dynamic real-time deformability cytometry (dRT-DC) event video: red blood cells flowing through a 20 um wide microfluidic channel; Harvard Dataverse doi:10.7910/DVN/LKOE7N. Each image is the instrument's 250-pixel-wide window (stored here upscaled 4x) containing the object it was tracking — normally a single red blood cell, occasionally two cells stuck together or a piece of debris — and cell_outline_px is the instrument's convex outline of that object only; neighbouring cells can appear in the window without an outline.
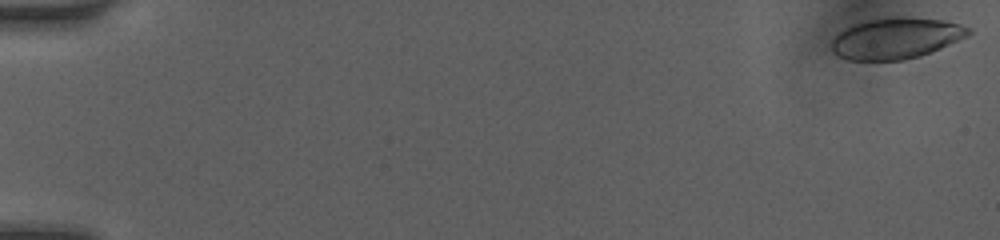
{"species": "human", "species_latin": "Homo sapiens", "temperature_condition": "room temperature", "stored_images_in_passage": 22, "camera_frame_rate_fps": 3000, "um_per_image_px": 0.085, "donor": {"sex": "female"}, "frame": {"image": 1, "passage_image": 1, "time_ms": 0.0, "image_size_px": [1000, 240], "cell_outline_px": [[972, 32], [968, 36], [940, 48], [920, 56], [904, 60], [848, 60], [832, 52], [832, 40], [840, 32], [864, 20], [880, 16], [900, 16], [944, 20], [960, 24], [972, 28]], "centroid_in_image_um": [76.19, 3.23], "position_along_channel_um": 8.8, "area_um2": 32.95}}
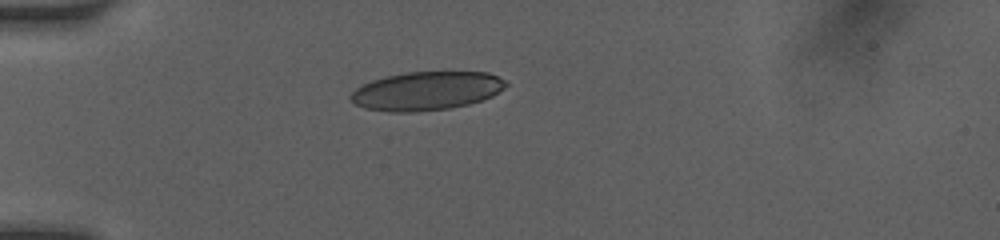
{"frame": {"image": 2, "passage_image": 15, "time_ms": 4.667, "image_size_px": [1000, 240], "cell_outline_px": [[508, 84], [504, 88], [492, 96], [484, 100], [452, 108], [412, 112], [388, 112], [364, 108], [356, 104], [348, 96], [356, 88], [372, 80], [384, 76], [404, 72], [488, 72], [508, 80]], "centroid_in_image_um": [36.27, 7.72], "position_along_channel_um": 48.7, "area_um2": 35.2}}
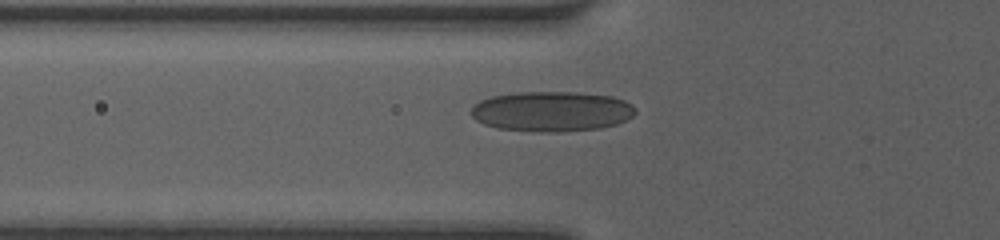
{"frame": {"image": 3, "passage_image": 19, "time_ms": 6.0, "image_size_px": [1000, 240], "cell_outline_px": [[636, 112], [632, 116], [616, 124], [600, 128], [560, 132], [540, 132], [496, 128], [484, 124], [476, 120], [468, 112], [472, 104], [480, 100], [492, 96], [516, 92], [576, 92], [612, 96], [624, 100], [632, 104], [636, 108]], "centroid_in_image_um": [46.85, 9.46], "position_along_channel_um": 78.9, "area_um2": 38.78}}